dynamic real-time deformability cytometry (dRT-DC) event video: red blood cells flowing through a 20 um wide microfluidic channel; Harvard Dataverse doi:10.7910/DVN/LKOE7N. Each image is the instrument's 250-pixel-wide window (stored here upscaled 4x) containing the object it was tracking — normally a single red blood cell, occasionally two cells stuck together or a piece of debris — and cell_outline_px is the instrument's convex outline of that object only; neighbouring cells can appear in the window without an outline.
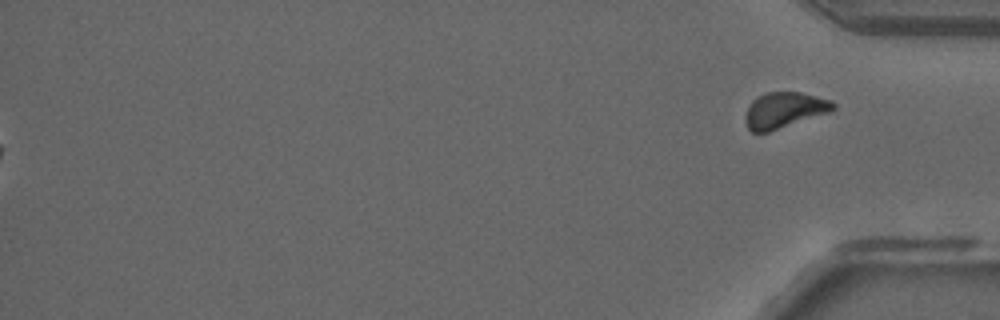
{"species": "common noctule bat (a hibernating species)", "species_latin": "Nyctalus noctula", "temperature_condition": "room temperature", "stored_images_in_passage": 53, "segment_of_instrument_passage": [2, 2], "camera_frame_rate_fps": 3000, "um_per_image_px": 0.085, "animal": {"sex": "male", "forearm_length_mm": 52.5}, "frame": {"image": 1, "passage_image": 53, "time_ms": 17.333, "image_size_px": [1000, 320], "cell_outline_px": [[836, 108], [828, 112], [768, 132], [752, 132], [748, 128], [744, 120], [744, 116], [752, 100], [768, 92], [800, 92], [832, 100], [836, 104]], "centroid_in_image_um": [66.65, 9.36], "position_along_channel_um": 368.5, "area_um2": 18.09}}